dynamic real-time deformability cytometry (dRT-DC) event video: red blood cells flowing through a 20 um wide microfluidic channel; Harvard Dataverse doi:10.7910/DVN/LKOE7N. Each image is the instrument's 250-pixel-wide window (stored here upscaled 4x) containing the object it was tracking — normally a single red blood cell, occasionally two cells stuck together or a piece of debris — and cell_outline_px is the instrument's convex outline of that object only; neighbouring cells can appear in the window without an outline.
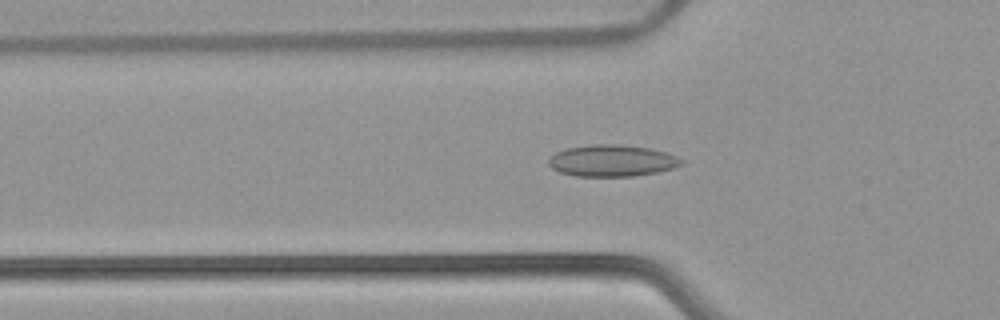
{"species": "common noctule bat (a hibernating species)", "species_latin": "Nyctalus noctula", "temperature_condition": "warm", "stored_images_in_passage": 39, "camera_frame_rate_fps": 3000, "um_per_image_px": 0.085, "animal": {"sex": "female", "body_mass_g": 22.7, "forearm_length_mm": 54.2}, "frame": {"image": 1, "passage_image": 3, "time_ms": 0.667, "image_size_px": [1000, 320], "cell_outline_px": [[684, 164], [672, 168], [656, 172], [632, 176], [576, 176], [560, 172], [552, 168], [548, 164], [548, 160], [556, 152], [564, 148], [592, 144], [620, 144], [648, 148], [664, 152], [676, 156], [684, 160]], "centroid_in_image_um": [52.0, 13.65], "position_along_channel_um": 73.8, "area_um2": 24.45}}
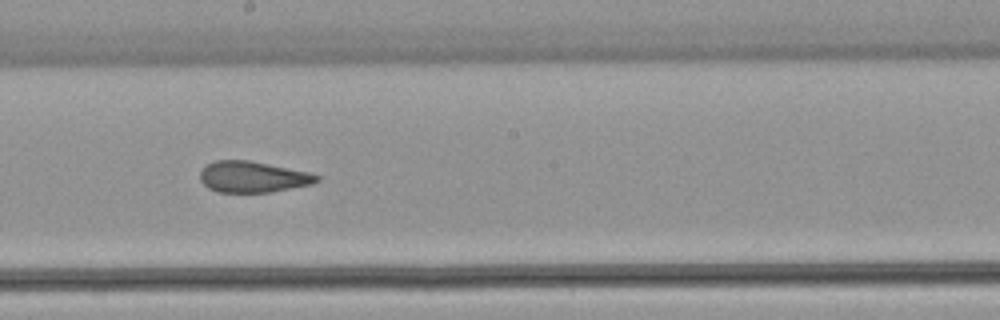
{"frame": {"image": 2, "passage_image": 15, "time_ms": 4.667, "image_size_px": [1000, 320], "cell_outline_px": [[320, 180], [312, 184], [268, 192], [216, 192], [208, 188], [200, 180], [200, 172], [204, 164], [216, 160], [252, 160], [308, 172], [320, 176]], "centroid_in_image_um": [21.45, 15.02], "position_along_channel_um": 226.8, "area_um2": 21.27}}
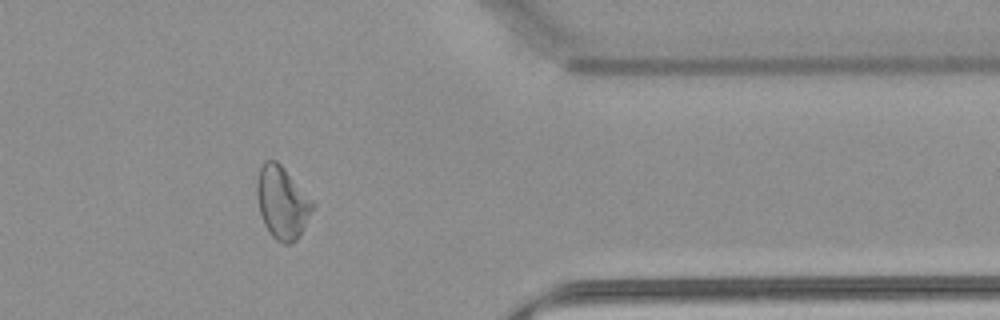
{"frame": {"image": 3, "passage_image": 29, "time_ms": 9.333, "image_size_px": [1000, 320], "cell_outline_px": [[316, 204], [300, 236], [292, 244], [284, 244], [276, 240], [268, 232], [264, 224], [260, 212], [256, 196], [256, 180], [260, 168], [264, 160], [276, 160], [284, 168]], "centroid_in_image_um": [23.98, 17.23], "position_along_channel_um": 387.4, "area_um2": 23.7}, "authors_computed_cell_mechanics": {"area_um2": 22.5998, "velocity_mm_per_s": 3.8077, "shape_relaxation_time_tau1_ms": null, "shape_relaxation_time_tau2_ms": 3.0768, "deformation_change_tau1": null, "deformation_change_tau2": 0.1025}}